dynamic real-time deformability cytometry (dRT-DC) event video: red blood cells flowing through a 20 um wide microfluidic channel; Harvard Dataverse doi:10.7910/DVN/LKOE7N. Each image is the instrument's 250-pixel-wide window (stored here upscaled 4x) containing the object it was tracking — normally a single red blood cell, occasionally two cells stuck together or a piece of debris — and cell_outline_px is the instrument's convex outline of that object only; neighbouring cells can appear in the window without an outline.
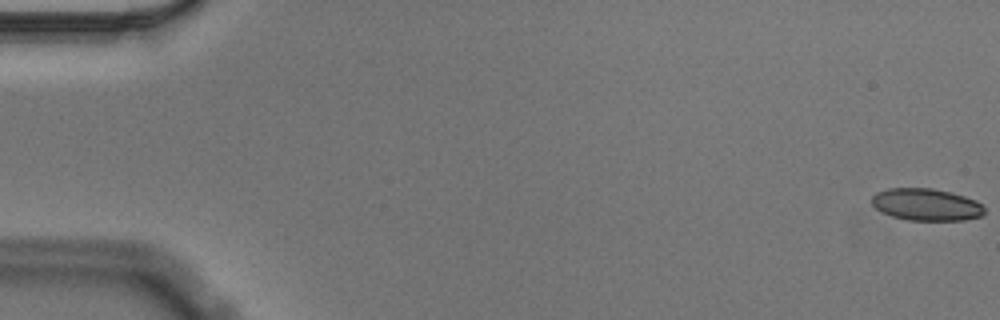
{"species": "Egyptian fruit bat (a non-hibernating species)", "species_latin": "Rousettus aegyptiacus", "temperature_condition": "cold", "stored_images_in_passage": 57, "camera_frame_rate_fps": 3000, "um_per_image_px": 0.085, "animal": {"sex": "male"}, "frame": {"image": 1, "passage_image": 1, "time_ms": 0.0, "image_size_px": [1000, 320], "cell_outline_px": [[984, 212], [980, 216], [964, 220], [908, 220], [892, 216], [876, 208], [872, 204], [872, 196], [876, 192], [888, 188], [932, 188], [952, 192], [976, 200], [984, 208]], "centroid_in_image_um": [78.73, 17.38], "position_along_channel_um": 6.3, "area_um2": 20.98}}
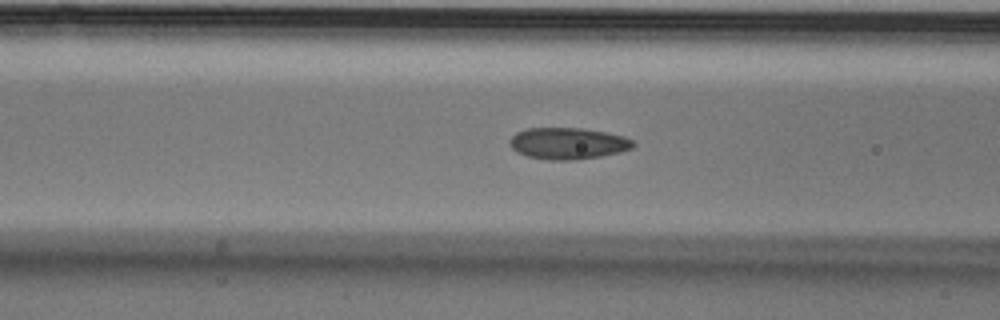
{"frame": {"image": 2, "passage_image": 23, "time_ms": 7.333, "image_size_px": [1000, 320], "cell_outline_px": [[636, 144], [632, 148], [620, 152], [600, 156], [576, 160], [548, 160], [528, 156], [516, 152], [508, 144], [508, 140], [516, 132], [528, 128], [580, 128], [604, 132], [624, 136], [632, 140]], "centroid_in_image_um": [48.25, 12.19], "position_along_channel_um": 118.4, "area_um2": 22.77}}
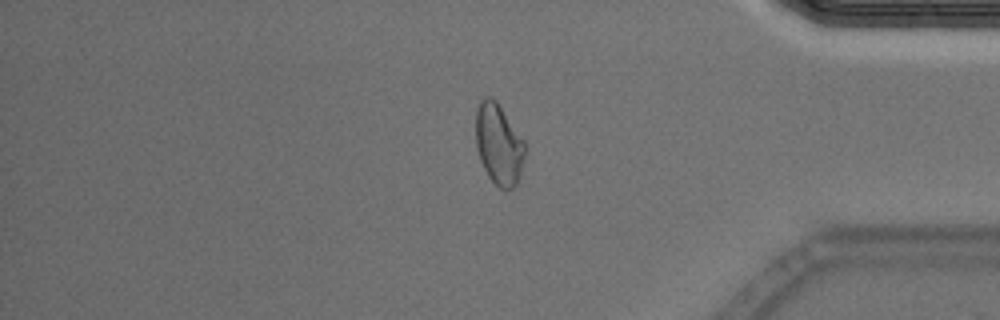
{"frame": {"image": 3, "passage_image": 48, "time_ms": 15.667, "image_size_px": [1000, 320], "cell_outline_px": [[524, 160], [516, 184], [512, 188], [500, 188], [488, 176], [480, 160], [476, 148], [476, 112], [480, 100], [484, 96], [492, 96], [496, 100], [524, 140]], "centroid_in_image_um": [42.37, 12.22], "position_along_channel_um": 392.8, "area_um2": 23.0}, "authors_computed_cell_mechanics": {"area_um2": 22.1952, "velocity_mm_per_s": 3.5621, "shape_relaxation_time_tau1_ms": 7.0956, "shape_relaxation_time_tau2_ms": 1.8566, "deformation_change_tau1": 0.1521, "deformation_change_tau2": 0.0609}}